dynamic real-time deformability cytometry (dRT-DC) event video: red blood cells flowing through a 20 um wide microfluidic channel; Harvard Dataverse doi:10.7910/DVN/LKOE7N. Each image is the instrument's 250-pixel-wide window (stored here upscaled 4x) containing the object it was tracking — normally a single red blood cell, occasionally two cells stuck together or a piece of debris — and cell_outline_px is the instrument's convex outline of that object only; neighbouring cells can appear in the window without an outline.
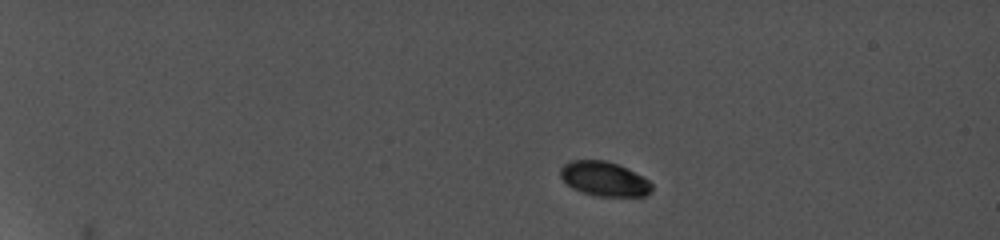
{"species": "common noctule bat (a hibernating species)", "species_latin": "Nyctalus noctula", "temperature_condition": "cold", "stored_images_in_passage": 12, "camera_frame_rate_fps": 5000, "um_per_image_px": 0.085, "animal": {"sex": "female", "body_mass_g": 19.0, "forearm_length_mm": 56.7}, "frame": {"image": 1, "passage_image": 3, "time_ms": 2.0, "image_size_px": [1000, 240], "cell_outline_px": [[652, 192], [644, 196], [596, 196], [580, 192], [572, 188], [560, 176], [560, 168], [564, 164], [572, 160], [604, 160], [616, 164], [648, 180], [652, 184]], "centroid_in_image_um": [51.33, 15.22], "position_along_channel_um": 33.7, "area_um2": 18.15}}
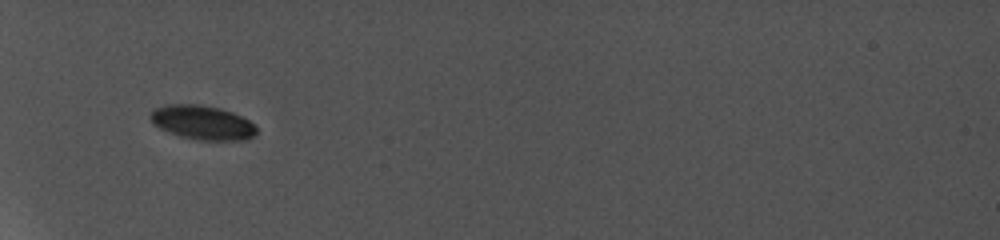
{"frame": {"image": 2, "passage_image": 7, "time_ms": 5.8, "image_size_px": [1000, 240], "cell_outline_px": [[256, 132], [252, 136], [244, 140], [192, 140], [168, 132], [152, 124], [152, 112], [156, 108], [168, 104], [192, 104], [216, 108], [240, 116], [248, 120], [256, 128]], "centroid_in_image_um": [17.17, 10.44], "position_along_channel_um": 67.8, "area_um2": 20.63}}
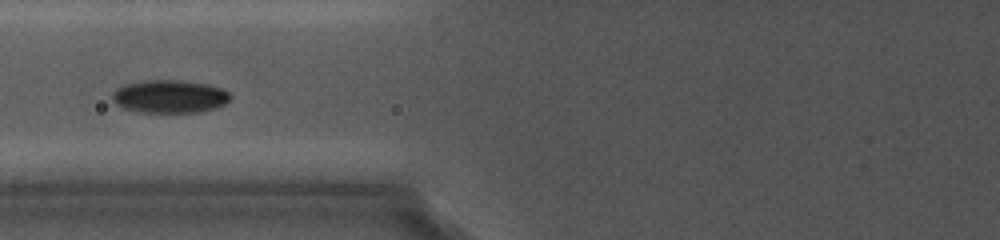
{"frame": {"image": 3, "passage_image": 9, "time_ms": 7.4, "image_size_px": [1000, 240], "cell_outline_px": [[228, 100], [224, 104], [200, 112], [136, 112], [124, 108], [116, 104], [112, 96], [120, 88], [128, 84], [152, 80], [172, 80], [204, 84], [220, 88], [228, 92]], "centroid_in_image_um": [14.41, 8.22], "position_along_channel_um": 111.4, "area_um2": 21.85}}